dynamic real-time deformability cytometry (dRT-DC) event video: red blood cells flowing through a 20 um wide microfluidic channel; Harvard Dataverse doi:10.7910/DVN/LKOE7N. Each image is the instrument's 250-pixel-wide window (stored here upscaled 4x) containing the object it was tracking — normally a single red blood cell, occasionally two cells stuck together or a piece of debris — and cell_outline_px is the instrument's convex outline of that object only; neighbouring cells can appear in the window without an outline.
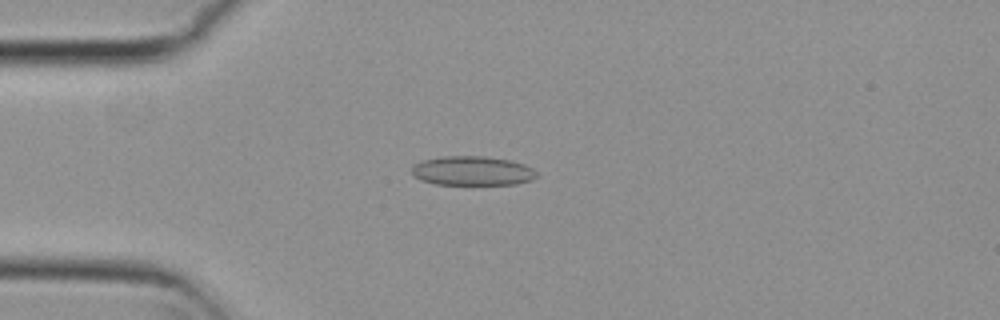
{"species": "common noctule bat (a hibernating species)", "species_latin": "Nyctalus noctula", "temperature_condition": "cold", "stored_images_in_passage": 50, "camera_frame_rate_fps": 3000, "um_per_image_px": 0.085, "animal": {"sex": "female", "body_mass_g": 29.2, "forearm_length_mm": 56.3}, "frame": {"image": 1, "passage_image": 10, "time_ms": 3.0, "image_size_px": [1000, 320], "cell_outline_px": [[536, 176], [532, 180], [516, 184], [436, 184], [420, 180], [412, 176], [412, 164], [420, 160], [444, 156], [484, 156], [508, 160], [524, 164], [532, 168], [536, 172]], "centroid_in_image_um": [40.09, 14.52], "position_along_channel_um": 44.9, "area_um2": 21.39}}
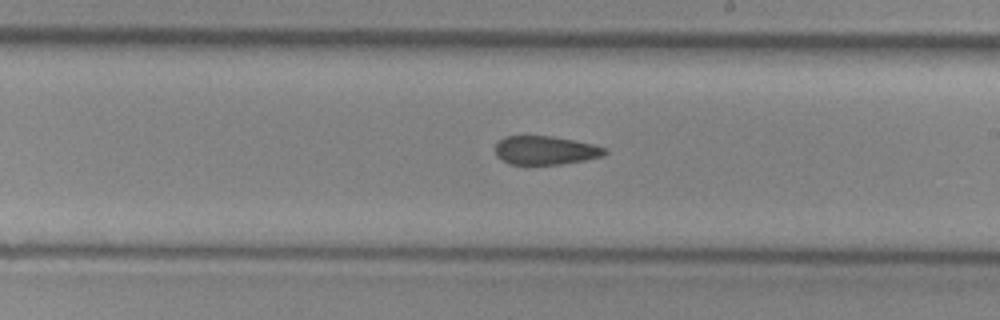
{"frame": {"image": 2, "passage_image": 27, "time_ms": 8.667, "image_size_px": [1000, 320], "cell_outline_px": [[608, 152], [604, 156], [584, 160], [560, 164], [508, 164], [496, 156], [496, 144], [504, 136], [552, 136], [592, 144], [604, 148]], "centroid_in_image_um": [46.34, 12.78], "position_along_channel_um": 242.7, "area_um2": 18.15}}
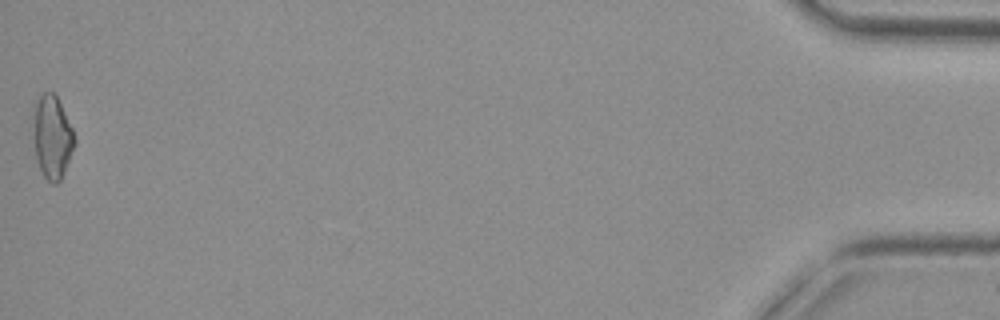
{"frame": {"image": 3, "passage_image": 50, "time_ms": 16.333, "image_size_px": [1000, 320], "cell_outline_px": [[76, 144], [64, 172], [60, 180], [56, 184], [52, 184], [44, 176], [36, 160], [32, 136], [36, 100], [44, 92], [52, 92], [56, 96], [72, 128], [76, 140]], "centroid_in_image_um": [4.43, 11.68], "position_along_channel_um": 430.8, "area_um2": 19.94}, "authors_computed_cell_mechanics": {"area_um2": 19.5942, "velocity_mm_per_s": 3.8137, "shape_relaxation_time_tau1_ms": null, "shape_relaxation_time_tau2_ms": 3.5902, "deformation_change_tau1": null, "deformation_change_tau2": 0.1043}}